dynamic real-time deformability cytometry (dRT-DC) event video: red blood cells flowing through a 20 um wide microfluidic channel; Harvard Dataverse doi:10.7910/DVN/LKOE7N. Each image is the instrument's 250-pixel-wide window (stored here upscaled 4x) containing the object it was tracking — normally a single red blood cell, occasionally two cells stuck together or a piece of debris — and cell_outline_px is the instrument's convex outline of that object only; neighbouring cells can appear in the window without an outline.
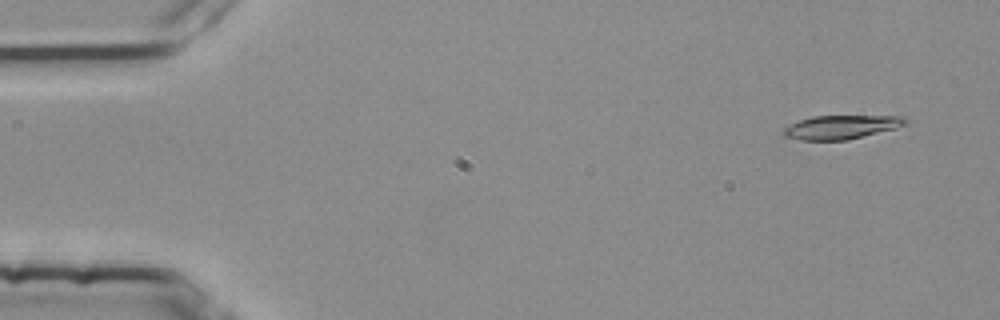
{"species": "common noctule bat (a hibernating species)", "species_latin": "Nyctalus noctula", "temperature_condition": "room temperature", "stored_images_in_passage": 3, "camera_frame_rate_fps": 3000, "um_per_image_px": 0.085, "animal": {"sex": "female", "body_mass_g": 25.1}, "frame": {"image": 1, "passage_image": 1, "time_ms": 0.0, "image_size_px": [1000, 320], "cell_outline_px": [[908, 120], [904, 124], [896, 128], [848, 140], [800, 140], [784, 136], [784, 128], [800, 120], [812, 116], [904, 116]], "centroid_in_image_um": [71.51, 10.8], "position_along_channel_um": 13.5, "area_um2": 16.7}}